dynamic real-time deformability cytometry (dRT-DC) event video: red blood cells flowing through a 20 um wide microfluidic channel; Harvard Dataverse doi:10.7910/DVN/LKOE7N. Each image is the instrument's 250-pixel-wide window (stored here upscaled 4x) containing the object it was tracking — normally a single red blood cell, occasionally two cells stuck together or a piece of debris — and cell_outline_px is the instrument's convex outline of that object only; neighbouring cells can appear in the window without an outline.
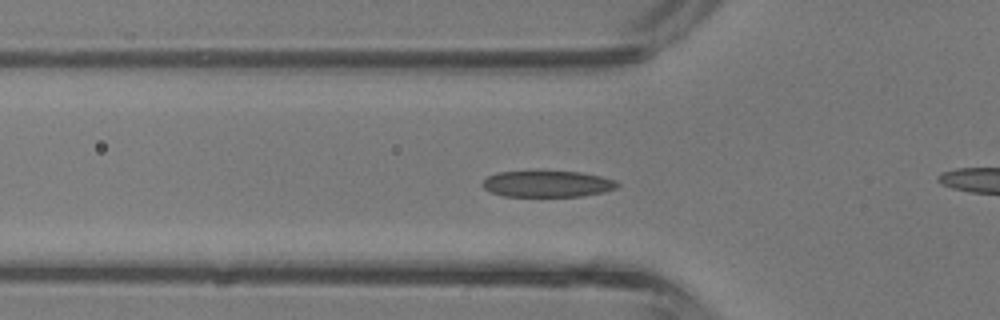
{"species": "common noctule bat (a hibernating species)", "species_latin": "Nyctalus noctula", "temperature_condition": "room temperature", "stored_images_in_passage": 43, "camera_frame_rate_fps": 3000, "um_per_image_px": 0.085, "animal": {"sex": "male", "body_mass_g": 13.3}, "frame": {"image": 1, "passage_image": 14, "time_ms": 4.333, "image_size_px": [1000, 320], "cell_outline_px": [[620, 184], [616, 188], [604, 192], [584, 196], [504, 196], [492, 192], [484, 188], [480, 184], [488, 176], [496, 172], [580, 172], [600, 176], [616, 180]], "centroid_in_image_um": [46.54, 15.64], "position_along_channel_um": 79.3, "area_um2": 20.52}}
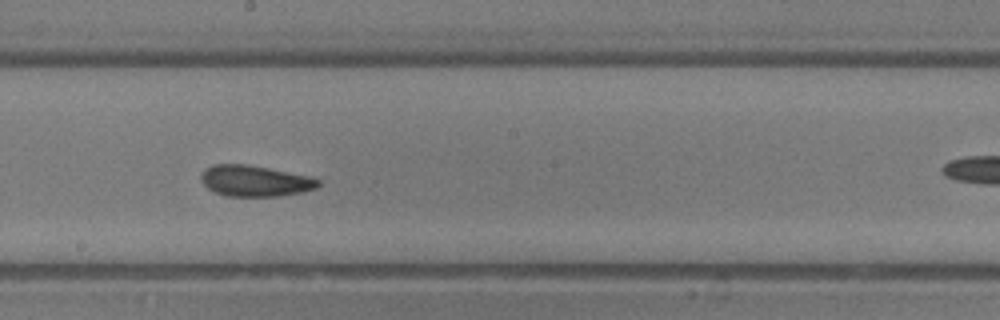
{"frame": {"image": 2, "passage_image": 23, "time_ms": 7.333, "image_size_px": [1000, 320], "cell_outline_px": [[320, 184], [316, 188], [300, 192], [280, 196], [228, 196], [216, 192], [208, 188], [204, 184], [200, 176], [212, 164], [244, 164], [268, 168], [308, 176], [320, 180]], "centroid_in_image_um": [21.68, 15.38], "position_along_channel_um": 226.5, "area_um2": 20.81}}
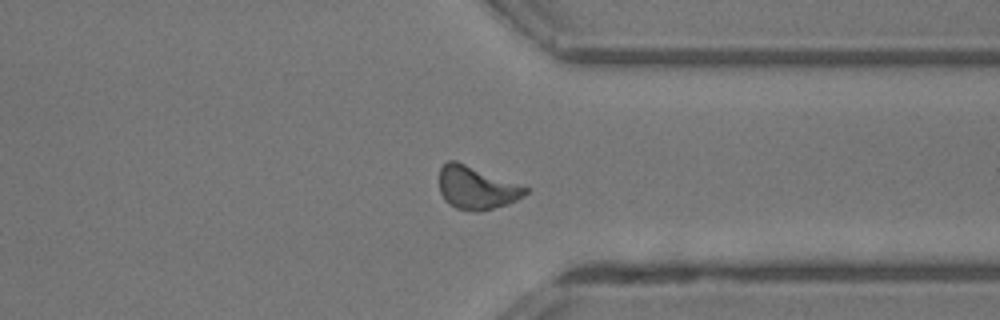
{"frame": {"image": 3, "passage_image": 32, "time_ms": 10.333, "image_size_px": [1000, 320], "cell_outline_px": [[528, 192], [516, 200], [508, 204], [480, 212], [472, 212], [456, 208], [448, 204], [444, 200], [440, 192], [440, 168], [448, 160], [456, 160], [528, 188]], "centroid_in_image_um": [40.46, 15.98], "position_along_channel_um": 370.9, "area_um2": 21.44}, "authors_computed_cell_mechanics": {"area_um2": 20.8658, "velocity_mm_per_s": 4.8893, "shape_relaxation_time_tau1_ms": 2.0965, "shape_relaxation_time_tau2_ms": 1.8501, "deformation_change_tau1": 0.1094, "deformation_change_tau2": 0.0985}}